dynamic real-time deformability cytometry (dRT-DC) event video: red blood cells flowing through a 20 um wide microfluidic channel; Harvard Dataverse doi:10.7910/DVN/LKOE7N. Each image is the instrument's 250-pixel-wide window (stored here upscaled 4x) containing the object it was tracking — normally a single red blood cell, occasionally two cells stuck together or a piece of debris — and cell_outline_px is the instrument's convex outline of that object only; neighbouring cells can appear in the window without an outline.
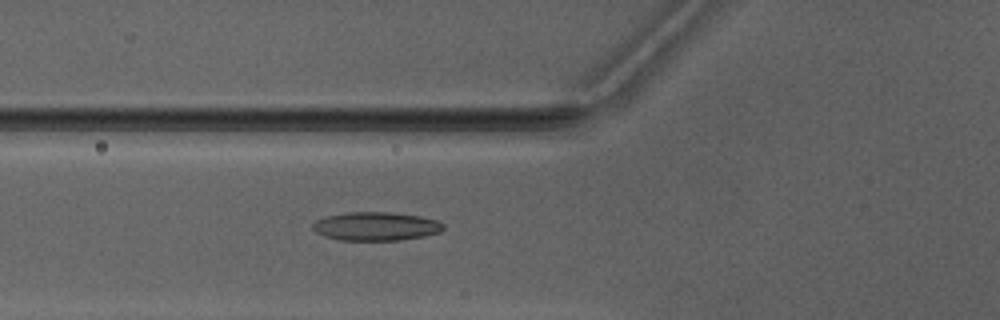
{"species": "Egyptian fruit bat (a non-hibernating species)", "species_latin": "Rousettus aegyptiacus", "temperature_condition": "warm", "stored_images_in_passage": 3, "camera_frame_rate_fps": 3000, "um_per_image_px": 0.085, "animal": {"sex": "male"}, "frame": {"image": 1, "passage_image": 3, "time_ms": 2.333, "image_size_px": [1000, 320], "cell_outline_px": [[444, 228], [440, 232], [424, 236], [400, 240], [340, 240], [324, 236], [316, 232], [312, 228], [312, 224], [316, 220], [328, 216], [344, 212], [392, 212], [420, 216], [436, 220], [444, 224]], "centroid_in_image_um": [31.95, 19.23], "position_along_channel_um": 93.8, "area_um2": 21.79}}